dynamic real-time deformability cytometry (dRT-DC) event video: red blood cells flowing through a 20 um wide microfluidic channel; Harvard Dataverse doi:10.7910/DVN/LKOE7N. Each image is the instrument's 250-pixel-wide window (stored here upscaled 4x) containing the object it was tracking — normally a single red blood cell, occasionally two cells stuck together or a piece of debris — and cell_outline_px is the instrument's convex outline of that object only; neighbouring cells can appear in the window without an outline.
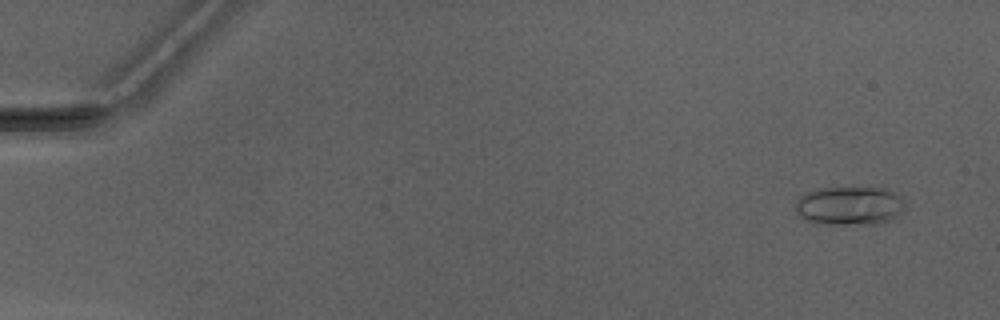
{"species": "Egyptian fruit bat (a non-hibernating species)", "species_latin": "Rousettus aegyptiacus", "temperature_condition": "warm", "stored_images_in_passage": 3, "camera_frame_rate_fps": 3000, "um_per_image_px": 0.085, "animal": {"sex": "male"}, "frame": {"image": 1, "passage_image": 1, "time_ms": 0.0, "image_size_px": [1000, 320], "cell_outline_px": [[904, 208], [900, 212], [888, 220], [876, 224], [828, 224], [808, 220], [796, 208], [796, 200], [800, 196], [816, 188], [888, 188], [900, 196], [904, 204]], "centroid_in_image_um": [72.24, 17.47], "position_along_channel_um": 12.8, "area_um2": 24.22}}